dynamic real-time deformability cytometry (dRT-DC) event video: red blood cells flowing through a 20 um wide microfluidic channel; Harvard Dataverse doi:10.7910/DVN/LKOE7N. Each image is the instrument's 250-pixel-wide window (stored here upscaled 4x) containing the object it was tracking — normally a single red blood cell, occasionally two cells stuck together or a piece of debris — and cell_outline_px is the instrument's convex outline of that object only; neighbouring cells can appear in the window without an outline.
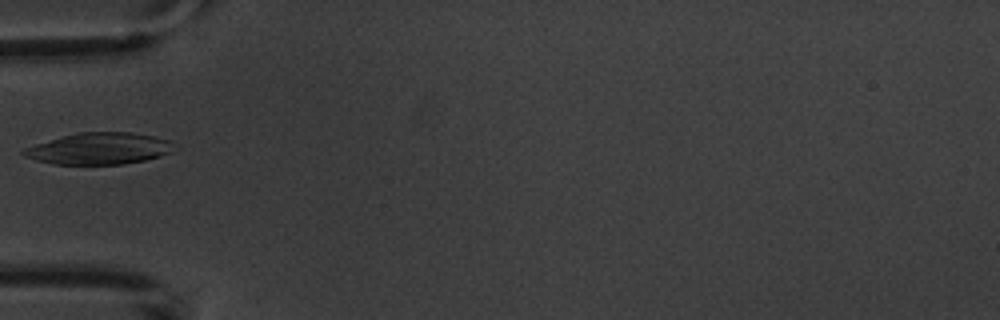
{"species": "common noctule bat (a hibernating species)", "species_latin": "Nyctalus noctula", "temperature_condition": "warm", "stored_images_in_passage": 6, "camera_frame_rate_fps": 3000, "um_per_image_px": 0.085, "animal": {"sex": "male", "body_mass_g": 20.1, "forearm_length_mm": 53.5}, "frame": {"image": 1, "passage_image": 5, "time_ms": 4.667, "image_size_px": [1000, 320], "cell_outline_px": [[180, 148], [172, 152], [160, 156], [144, 160], [124, 164], [52, 164], [36, 160], [24, 156], [20, 152], [24, 148], [36, 144], [64, 136], [80, 132], [132, 132], [156, 136], [168, 140]], "centroid_in_image_um": [8.49, 12.63], "position_along_channel_um": 76.5, "area_um2": 27.8}}